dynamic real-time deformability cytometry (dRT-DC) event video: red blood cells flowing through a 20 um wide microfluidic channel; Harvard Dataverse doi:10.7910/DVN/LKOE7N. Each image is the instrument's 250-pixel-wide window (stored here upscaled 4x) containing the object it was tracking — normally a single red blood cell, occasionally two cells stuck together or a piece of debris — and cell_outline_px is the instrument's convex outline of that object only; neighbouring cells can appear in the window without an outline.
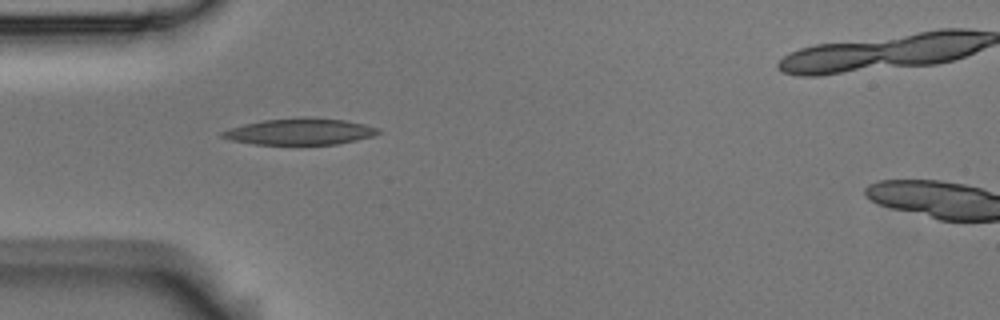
{"species": "Egyptian fruit bat (a non-hibernating species)", "species_latin": "Rousettus aegyptiacus", "temperature_condition": "room temperature", "stored_images_in_passage": 7, "camera_frame_rate_fps": 3000, "um_per_image_px": 0.085, "animal": {"sex": "male"}, "frame": {"image": 1, "passage_image": 1, "time_ms": 0.0, "image_size_px": [1000, 320], "cell_outline_px": [[380, 132], [372, 136], [356, 140], [336, 144], [256, 144], [232, 140], [220, 136], [220, 132], [228, 128], [244, 124], [264, 120], [304, 116], [344, 120], [364, 124], [380, 128]], "centroid_in_image_um": [25.49, 11.17], "position_along_channel_um": 59.5, "area_um2": 23.93}}